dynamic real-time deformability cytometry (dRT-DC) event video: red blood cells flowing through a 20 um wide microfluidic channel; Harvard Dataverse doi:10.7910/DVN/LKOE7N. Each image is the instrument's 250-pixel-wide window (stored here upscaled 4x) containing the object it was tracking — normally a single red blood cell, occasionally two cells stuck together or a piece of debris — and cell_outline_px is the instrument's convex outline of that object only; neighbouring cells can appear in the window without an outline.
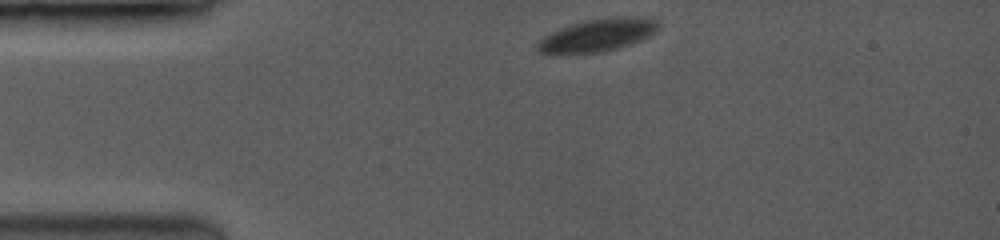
{"species": "common noctule bat (a hibernating species)", "species_latin": "Nyctalus noctula", "temperature_condition": "room temperature", "stored_images_in_passage": 29, "camera_frame_rate_fps": 3500, "um_per_image_px": 0.085, "animal": {"sex": "female", "body_mass_g": 19.0, "forearm_length_mm": 53.3}, "frame": {"image": 1, "passage_image": 1, "time_ms": 0.0, "image_size_px": [1000, 240], "cell_outline_px": [[656, 28], [652, 32], [628, 44], [596, 52], [540, 52], [536, 48], [536, 44], [544, 36], [552, 32], [588, 20], [652, 20], [656, 24]], "centroid_in_image_um": [50.6, 3.05], "position_along_channel_um": 34.4, "area_um2": 20.11}}
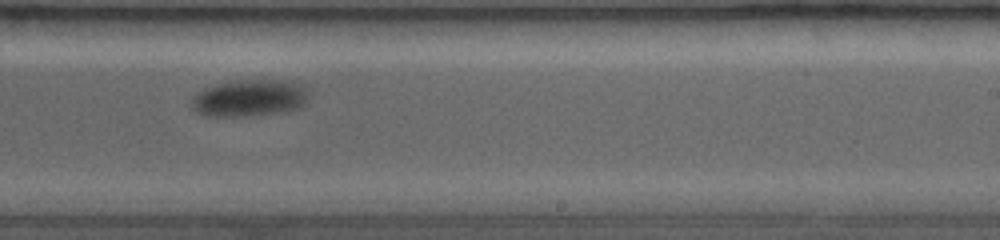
{"frame": {"image": 2, "passage_image": 18, "time_ms": 7.429, "image_size_px": [1000, 240], "cell_outline_px": [[304, 100], [300, 104], [292, 108], [276, 112], [248, 116], [216, 116], [200, 112], [196, 108], [196, 100], [204, 88], [220, 84], [240, 80], [280, 80], [296, 84], [304, 92]], "centroid_in_image_um": [21.19, 8.32], "position_along_channel_um": 267.8, "area_um2": 23.12}}
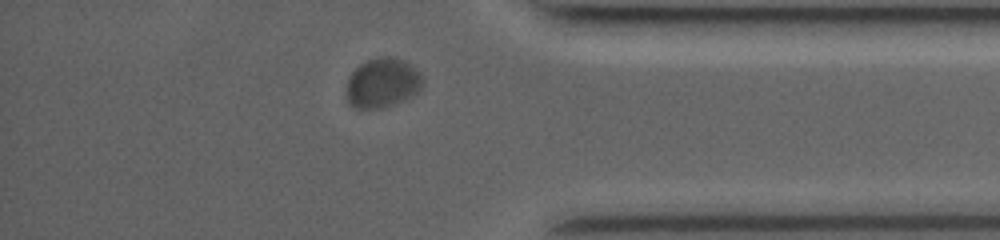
{"frame": {"image": 3, "passage_image": 26, "time_ms": 11.143, "image_size_px": [1000, 240], "cell_outline_px": [[424, 84], [420, 92], [396, 104], [384, 108], [356, 108], [348, 104], [344, 92], [348, 80], [352, 72], [360, 64], [368, 60], [380, 56], [396, 56], [408, 64], [424, 80]], "centroid_in_image_um": [32.48, 7.07], "position_along_channel_um": 402.7, "area_um2": 22.31}, "authors_computed_cell_mechanics": {"area_um2": 23.0622, "velocity_mm_per_s": 3.7323, "shape_relaxation_time_tau1_ms": 1.0037, "shape_relaxation_time_tau2_ms": null, "deformation_change_tau1": 0.0624, "deformation_change_tau2": null}}